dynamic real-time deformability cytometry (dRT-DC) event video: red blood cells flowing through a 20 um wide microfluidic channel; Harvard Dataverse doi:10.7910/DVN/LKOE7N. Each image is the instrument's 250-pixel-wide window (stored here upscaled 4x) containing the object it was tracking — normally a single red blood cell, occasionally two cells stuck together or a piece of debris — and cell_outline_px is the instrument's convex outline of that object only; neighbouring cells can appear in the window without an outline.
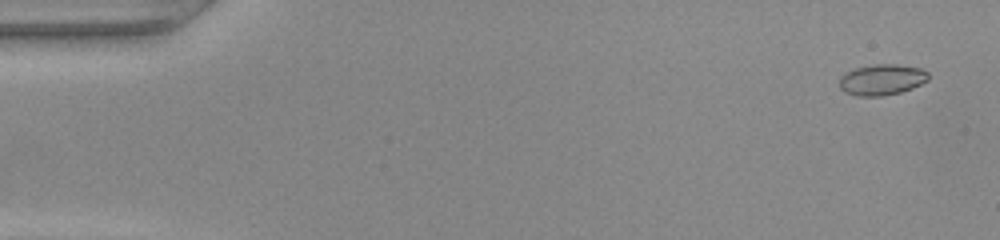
{"species": "common noctule bat (a hibernating species)", "species_latin": "Nyctalus noctula", "temperature_condition": "warm", "stored_images_in_passage": 50, "camera_frame_rate_fps": 3000, "um_per_image_px": 0.085, "animal": {"sex": "female", "body_mass_g": 22.0, "forearm_length_mm": 56.7}, "frame": {"image": 1, "passage_image": 3, "time_ms": 0.667, "image_size_px": [1000, 240], "cell_outline_px": [[928, 80], [912, 88], [900, 92], [884, 96], [856, 96], [844, 92], [840, 88], [840, 76], [856, 68], [876, 64], [896, 64], [920, 68], [928, 72]], "centroid_in_image_um": [74.95, 6.78], "position_along_channel_um": 10.0, "area_um2": 15.95}}
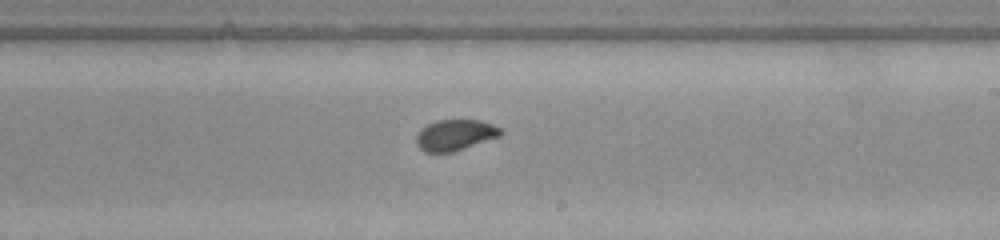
{"frame": {"image": 2, "passage_image": 30, "time_ms": 9.667, "image_size_px": [1000, 240], "cell_outline_px": [[504, 132], [500, 136], [452, 152], [424, 152], [416, 144], [416, 136], [428, 124], [436, 120], [480, 120], [492, 124], [500, 128]], "centroid_in_image_um": [38.7, 11.47], "position_along_channel_um": 250.3, "area_um2": 15.03}}
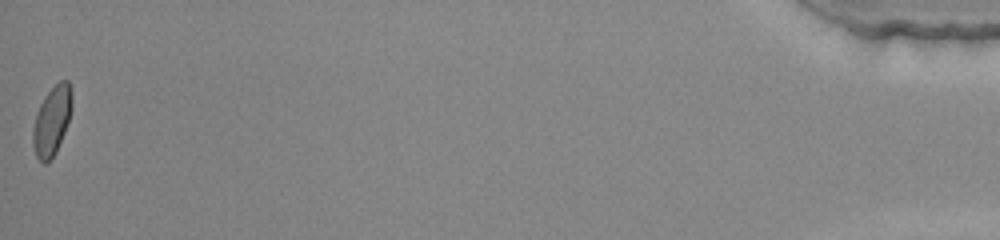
{"frame": {"image": 3, "passage_image": 50, "time_ms": 16.333, "image_size_px": [1000, 240], "cell_outline_px": [[72, 108], [64, 132], [56, 152], [44, 164], [36, 156], [32, 144], [32, 132], [36, 112], [44, 96], [60, 80], [68, 80], [72, 92]], "centroid_in_image_um": [4.4, 10.24], "position_along_channel_um": 430.8, "area_um2": 15.61}}